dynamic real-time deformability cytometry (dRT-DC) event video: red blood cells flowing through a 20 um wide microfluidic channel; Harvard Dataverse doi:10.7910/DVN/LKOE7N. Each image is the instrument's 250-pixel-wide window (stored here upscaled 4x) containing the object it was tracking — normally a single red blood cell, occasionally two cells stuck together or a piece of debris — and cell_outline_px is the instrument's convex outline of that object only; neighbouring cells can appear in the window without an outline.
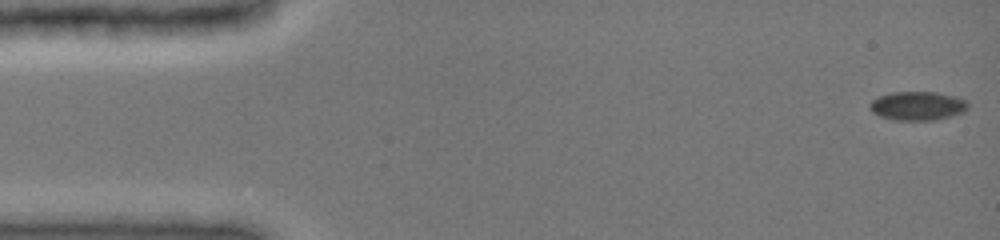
{"species": "common noctule bat (a hibernating species)", "species_latin": "Nyctalus noctula", "temperature_condition": "cold", "stored_images_in_passage": 12, "camera_frame_rate_fps": 3000, "um_per_image_px": 0.085, "animal": {"sex": "female", "body_mass_g": 19.0, "forearm_length_mm": 51.5}, "frame": {"image": 1, "passage_image": 1, "time_ms": 0.0, "image_size_px": [1000, 240], "cell_outline_px": [[968, 108], [964, 112], [936, 120], [896, 120], [880, 116], [872, 112], [868, 108], [868, 104], [872, 100], [880, 96], [892, 92], [936, 92], [956, 96], [968, 100]], "centroid_in_image_um": [78.0, 8.99], "position_along_channel_um": 7.0, "area_um2": 16.65}}
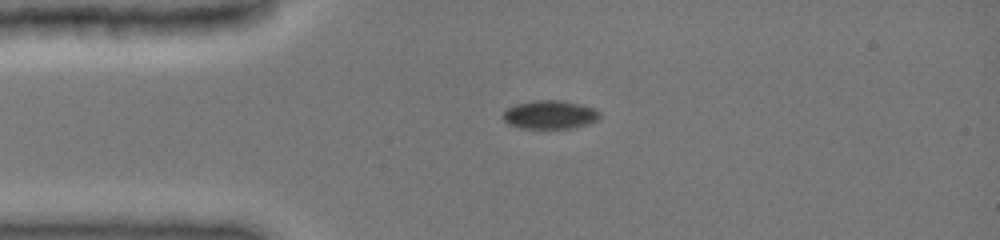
{"frame": {"image": 2, "passage_image": 9, "time_ms": 3.333, "image_size_px": [1000, 240], "cell_outline_px": [[600, 116], [596, 120], [588, 124], [572, 128], [520, 128], [508, 124], [504, 120], [504, 112], [508, 108], [516, 104], [532, 100], [564, 100], [596, 108], [600, 112]], "centroid_in_image_um": [46.77, 9.74], "position_along_channel_um": 38.2, "area_um2": 16.13}}